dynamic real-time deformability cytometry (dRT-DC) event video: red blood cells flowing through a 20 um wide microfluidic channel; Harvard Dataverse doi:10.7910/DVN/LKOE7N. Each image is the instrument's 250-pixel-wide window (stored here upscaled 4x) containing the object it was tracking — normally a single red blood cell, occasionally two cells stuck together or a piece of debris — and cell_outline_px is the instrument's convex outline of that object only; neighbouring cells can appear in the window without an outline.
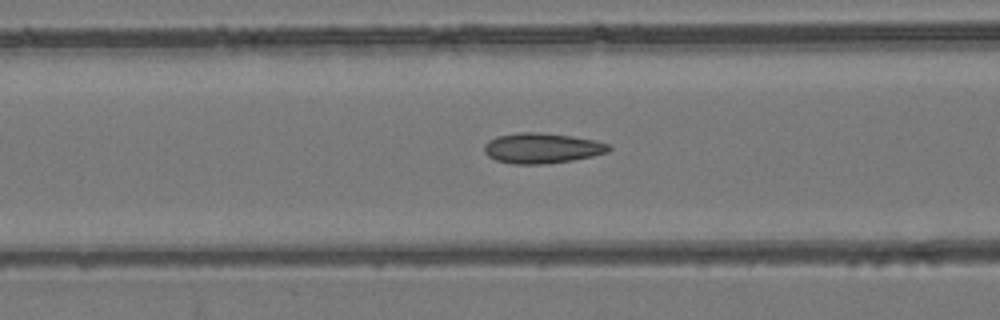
{"species": "common noctule bat (a hibernating species)", "species_latin": "Nyctalus noctula", "temperature_condition": "room temperature", "stored_images_in_passage": 55, "camera_frame_rate_fps": 3000, "um_per_image_px": 0.085, "animal": {"sex": "female", "body_mass_g": 24.6, "forearm_length_mm": 56.2}, "frame": {"image": 1, "passage_image": 22, "time_ms": 7.0, "image_size_px": [1000, 320], "cell_outline_px": [[612, 148], [608, 152], [592, 156], [572, 160], [544, 164], [512, 164], [496, 160], [488, 156], [484, 152], [484, 144], [488, 140], [496, 136], [520, 132], [536, 132], [572, 136], [596, 140], [608, 144]], "centroid_in_image_um": [46.05, 12.59], "position_along_channel_um": 120.6, "area_um2": 22.08}}
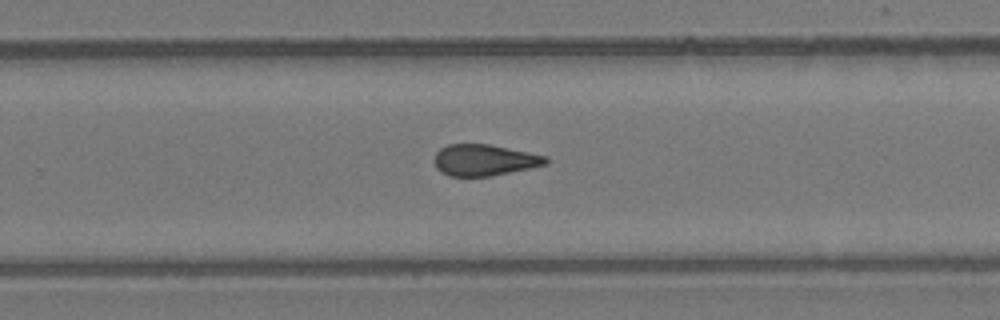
{"frame": {"image": 2, "passage_image": 35, "time_ms": 11.333, "image_size_px": [1000, 320], "cell_outline_px": [[548, 164], [532, 168], [492, 176], [448, 176], [440, 172], [436, 168], [436, 152], [440, 148], [448, 144], [488, 144], [548, 156]], "centroid_in_image_um": [41.19, 13.61], "position_along_channel_um": 288.6, "area_um2": 20.4}}
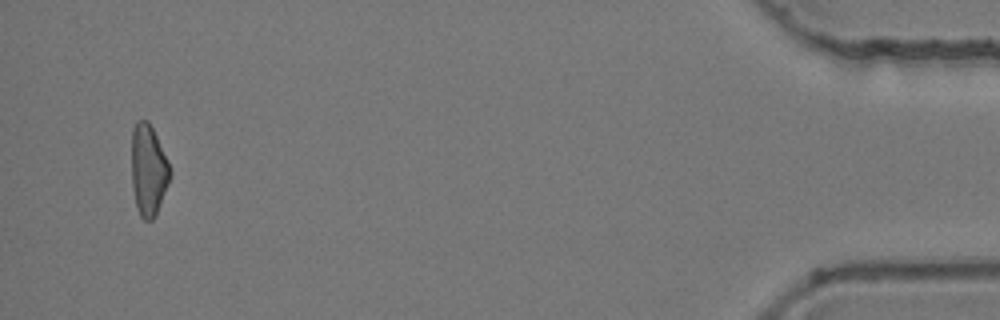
{"frame": {"image": 3, "passage_image": 52, "time_ms": 17.0, "image_size_px": [1000, 320], "cell_outline_px": [[172, 172], [168, 184], [156, 216], [152, 220], [144, 220], [140, 216], [136, 204], [132, 188], [132, 128], [136, 120], [148, 120], [168, 160]], "centroid_in_image_um": [12.61, 14.46], "position_along_channel_um": 422.6, "area_um2": 20.52}, "authors_computed_cell_mechanics": {"area_um2": 21.1548, "velocity_mm_per_s": 3.8836, "shape_relaxation_time_tau1_ms": null, "shape_relaxation_time_tau2_ms": 3.4338, "deformation_change_tau1": null, "deformation_change_tau2": 0.0946}}